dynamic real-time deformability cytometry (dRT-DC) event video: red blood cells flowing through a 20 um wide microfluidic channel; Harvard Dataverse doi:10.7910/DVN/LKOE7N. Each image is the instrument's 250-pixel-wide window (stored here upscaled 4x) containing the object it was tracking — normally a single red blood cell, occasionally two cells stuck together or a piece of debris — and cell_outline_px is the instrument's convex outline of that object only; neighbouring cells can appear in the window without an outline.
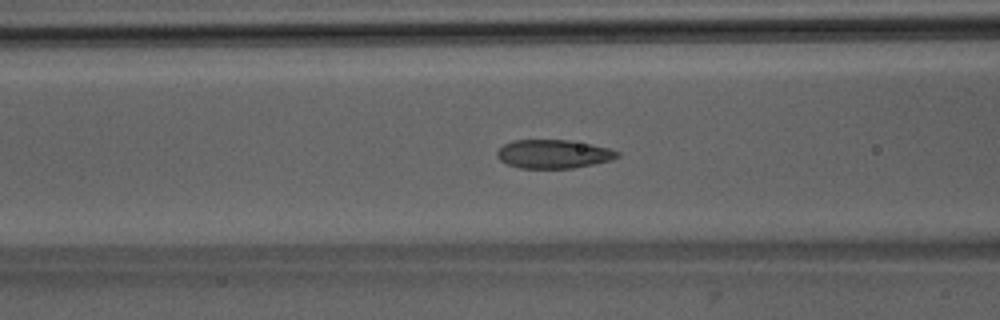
{"species": "Egyptian fruit bat (a non-hibernating species)", "species_latin": "Rousettus aegyptiacus", "temperature_condition": "room temperature", "stored_images_in_passage": 48, "camera_frame_rate_fps": 3000, "um_per_image_px": 0.085, "animal": {"sex": "male"}, "frame": {"image": 1, "passage_image": 17, "time_ms": 5.333, "image_size_px": [1000, 320], "cell_outline_px": [[620, 156], [612, 160], [572, 168], [520, 168], [508, 164], [500, 160], [496, 156], [496, 152], [504, 144], [512, 140], [568, 140], [592, 144], [608, 148], [620, 152]], "centroid_in_image_um": [47.04, 13.08], "position_along_channel_um": 119.6, "area_um2": 20.06}}
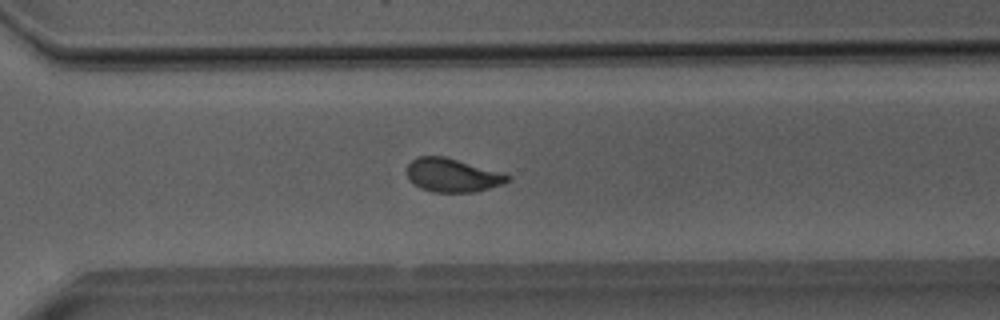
{"frame": {"image": 2, "passage_image": 33, "time_ms": 10.667, "image_size_px": [1000, 320], "cell_outline_px": [[512, 176], [508, 180], [500, 184], [488, 188], [472, 192], [432, 192], [420, 188], [408, 176], [408, 164], [416, 156], [444, 156], [504, 172]], "centroid_in_image_um": [38.47, 14.88], "position_along_channel_um": 332.1, "area_um2": 19.54}}
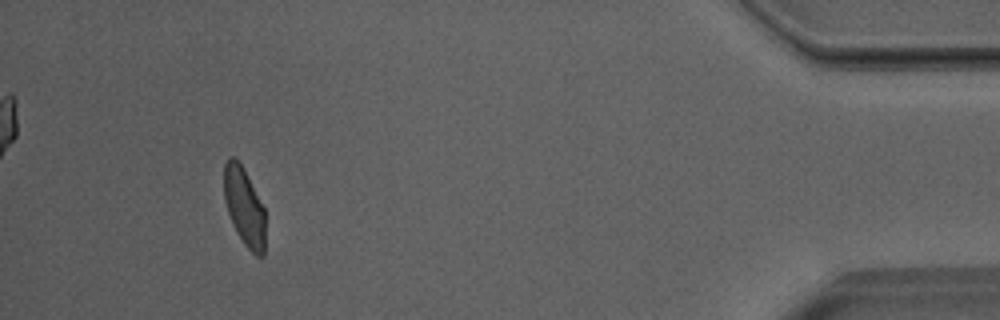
{"frame": {"image": 3, "passage_image": 44, "time_ms": 14.333, "image_size_px": [1000, 320], "cell_outline_px": [[264, 256], [256, 256], [244, 244], [236, 232], [228, 212], [224, 200], [224, 164], [228, 156], [232, 156], [244, 168], [264, 208]], "centroid_in_image_um": [20.75, 17.56], "position_along_channel_um": 414.5, "area_um2": 18.67}, "authors_computed_cell_mechanics": {"area_um2": 20.0855, "velocity_mm_per_s": 3.9864, "shape_relaxation_time_tau1_ms": 4.2523, "shape_relaxation_time_tau2_ms": 0.8943, "deformation_change_tau1": 0.1419, "deformation_change_tau2": 0.0571}}